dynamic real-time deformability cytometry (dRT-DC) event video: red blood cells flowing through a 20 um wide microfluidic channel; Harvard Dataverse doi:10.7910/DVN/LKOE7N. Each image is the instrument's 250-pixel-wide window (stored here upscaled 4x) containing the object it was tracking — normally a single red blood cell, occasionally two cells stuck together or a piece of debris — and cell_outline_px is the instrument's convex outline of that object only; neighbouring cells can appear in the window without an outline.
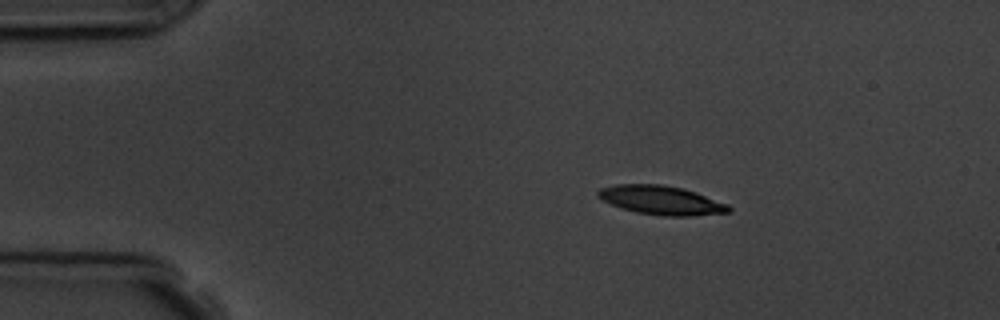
{"species": "common noctule bat (a hibernating species)", "species_latin": "Nyctalus noctula", "temperature_condition": "room temperature", "stored_images_in_passage": 4, "camera_frame_rate_fps": 3000, "um_per_image_px": 0.085, "animal": {"sex": "male", "body_mass_g": 19.5, "forearm_length_mm": 54.6}, "frame": {"image": 1, "passage_image": 2, "time_ms": 2.0, "image_size_px": [1000, 320], "cell_outline_px": [[732, 212], [692, 216], [664, 216], [636, 212], [620, 208], [600, 200], [596, 196], [596, 192], [600, 188], [616, 184], [660, 184], [680, 188], [696, 192], [728, 204], [732, 208]], "centroid_in_image_um": [56.18, 17.02], "position_along_channel_um": 28.8, "area_um2": 22.25}}
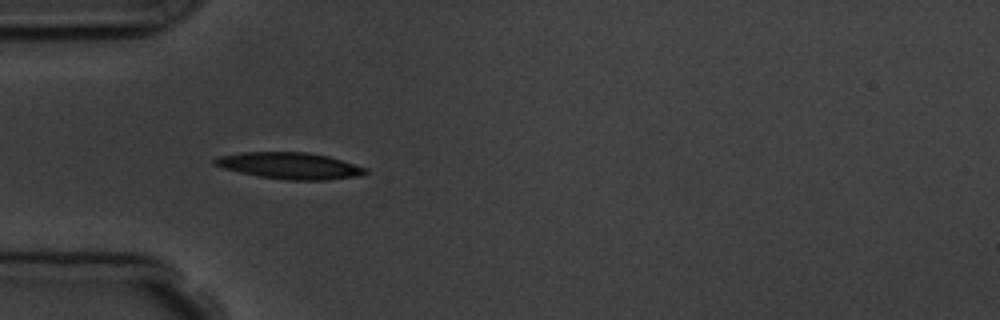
{"frame": {"image": 2, "passage_image": 4, "time_ms": 4.333, "image_size_px": [1000, 320], "cell_outline_px": [[368, 172], [356, 176], [324, 180], [288, 180], [260, 176], [240, 172], [224, 168], [212, 164], [212, 160], [220, 156], [240, 152], [308, 152], [328, 156], [368, 168]], "centroid_in_image_um": [24.62, 14.08], "position_along_channel_um": 60.4, "area_um2": 23.12}}